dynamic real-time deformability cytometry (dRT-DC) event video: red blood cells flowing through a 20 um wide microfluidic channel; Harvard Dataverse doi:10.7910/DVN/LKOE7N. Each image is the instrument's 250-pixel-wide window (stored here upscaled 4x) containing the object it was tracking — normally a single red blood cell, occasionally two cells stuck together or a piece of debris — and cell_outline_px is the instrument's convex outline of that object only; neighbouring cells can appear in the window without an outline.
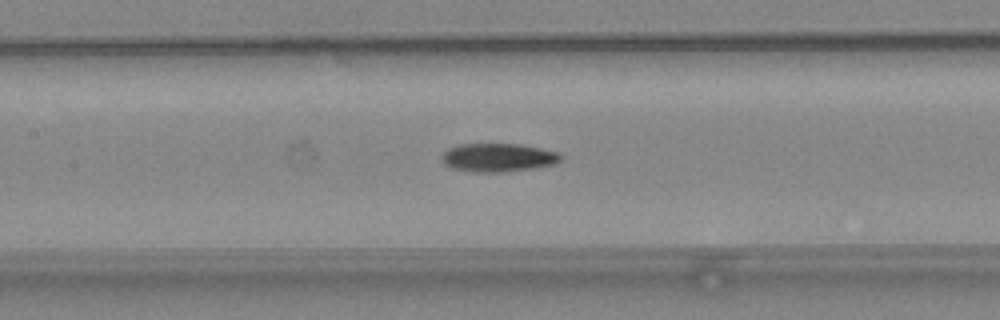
{"species": "common noctule bat (a hibernating species)", "species_latin": "Nyctalus noctula", "temperature_condition": "warm", "stored_images_in_passage": 35, "camera_frame_rate_fps": 3000, "um_per_image_px": 0.085, "animal": {"sex": "female", "body_mass_g": 24.6, "forearm_length_mm": 56.2}, "frame": {"image": 1, "passage_image": 9, "time_ms": 2.667, "image_size_px": [1000, 320], "cell_outline_px": [[564, 156], [556, 164], [536, 168], [504, 172], [472, 172], [452, 168], [444, 164], [440, 156], [448, 148], [460, 144], [520, 144], [560, 152]], "centroid_in_image_um": [42.37, 13.39], "position_along_channel_um": 165.0, "area_um2": 20.0}}
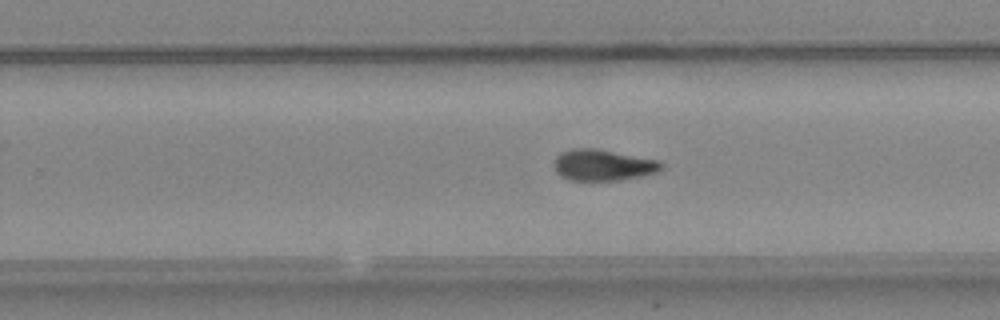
{"frame": {"image": 2, "passage_image": 17, "time_ms": 5.333, "image_size_px": [1000, 320], "cell_outline_px": [[664, 168], [656, 172], [644, 176], [620, 180], [568, 180], [560, 176], [556, 172], [552, 164], [556, 156], [560, 152], [572, 148], [596, 148], [660, 160], [664, 164]], "centroid_in_image_um": [51.25, 14.02], "position_along_channel_um": 278.6, "area_um2": 19.94}}
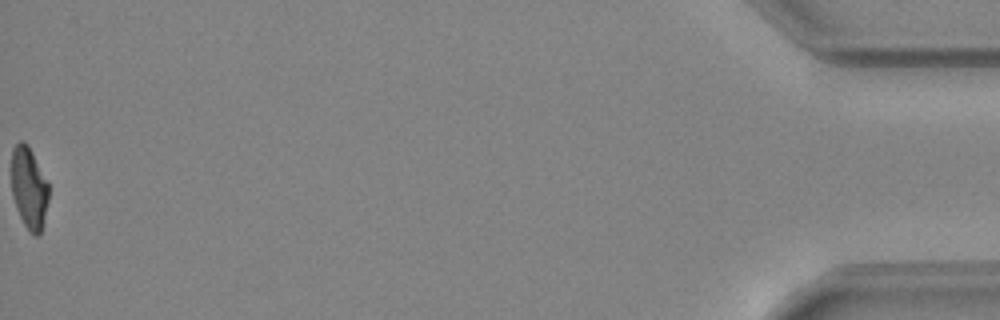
{"frame": {"image": 3, "passage_image": 35, "time_ms": 11.333, "image_size_px": [1000, 320], "cell_outline_px": [[48, 200], [40, 236], [32, 236], [28, 232], [16, 208], [12, 196], [12, 148], [20, 140], [24, 140], [28, 144], [48, 184]], "centroid_in_image_um": [2.45, 16.0], "position_along_channel_um": 432.7, "area_um2": 17.74}, "authors_computed_cell_mechanics": {"area_um2": 19.7676, "velocity_mm_per_s": 4.2777, "shape_relaxation_time_tau1_ms": 6.7134, "shape_relaxation_time_tau2_ms": 5.2083, "deformation_change_tau1": 0.2418, "deformation_change_tau2": 0.1438}}